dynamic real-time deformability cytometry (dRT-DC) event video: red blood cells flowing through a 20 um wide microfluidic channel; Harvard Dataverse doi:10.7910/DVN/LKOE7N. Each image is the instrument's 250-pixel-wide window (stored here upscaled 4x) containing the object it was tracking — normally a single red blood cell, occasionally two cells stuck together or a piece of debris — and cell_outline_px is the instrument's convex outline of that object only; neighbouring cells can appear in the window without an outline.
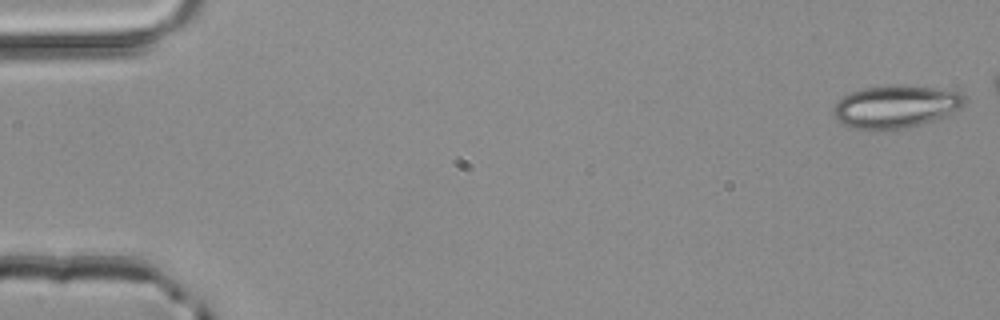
{"species": "common noctule bat (a hibernating species)", "species_latin": "Nyctalus noctula", "temperature_condition": "room temperature", "stored_images_in_passage": 5, "camera_frame_rate_fps": 3000, "um_per_image_px": 0.085, "animal": {"sex": "male", "body_mass_g": 20.4}, "frame": {"image": 1, "passage_image": 1, "time_ms": 0.0, "image_size_px": [1000, 320], "cell_outline_px": [[964, 104], [960, 108], [948, 116], [920, 124], [904, 128], [856, 128], [844, 124], [832, 112], [836, 100], [848, 92], [864, 88], [900, 84], [932, 88], [956, 92], [964, 96]], "centroid_in_image_um": [76.12, 9.03], "position_along_channel_um": 8.9, "area_um2": 32.08}}